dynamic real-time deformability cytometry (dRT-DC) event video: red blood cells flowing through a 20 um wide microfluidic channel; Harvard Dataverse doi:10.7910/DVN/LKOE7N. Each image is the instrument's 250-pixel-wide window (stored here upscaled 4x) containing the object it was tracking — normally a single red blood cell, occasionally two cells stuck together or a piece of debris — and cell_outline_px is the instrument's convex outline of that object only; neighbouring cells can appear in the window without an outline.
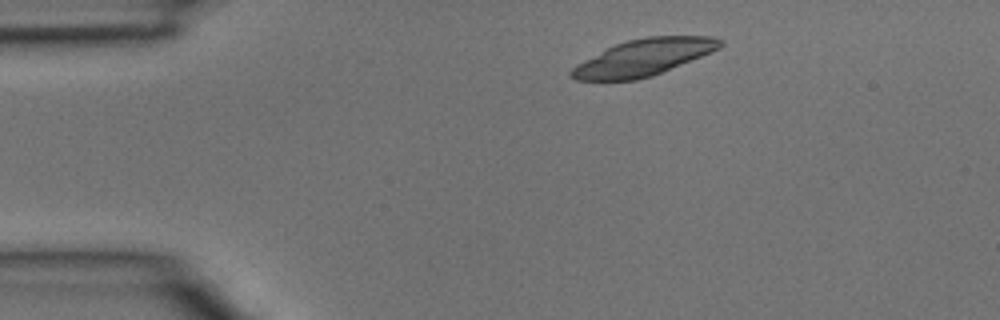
{"species": "common noctule bat (a hibernating species)", "species_latin": "Nyctalus noctula", "temperature_condition": "room temperature", "stored_images_in_passage": 3, "segment_of_instrument_passage": [1, 2], "camera_frame_rate_fps": 3000, "um_per_image_px": 0.085, "animal": {"sex": "male", "body_mass_g": 15.6}, "frame": {"image": 1, "passage_image": 1, "time_ms": 0.0, "image_size_px": [1000, 320], "cell_outline_px": [[724, 44], [720, 48], [712, 52], [652, 76], [636, 80], [576, 80], [568, 76], [568, 72], [576, 64], [616, 44], [628, 40], [648, 36], [712, 36], [724, 40]], "centroid_in_image_um": [54.72, 4.88], "position_along_channel_um": 30.3, "area_um2": 31.56}}